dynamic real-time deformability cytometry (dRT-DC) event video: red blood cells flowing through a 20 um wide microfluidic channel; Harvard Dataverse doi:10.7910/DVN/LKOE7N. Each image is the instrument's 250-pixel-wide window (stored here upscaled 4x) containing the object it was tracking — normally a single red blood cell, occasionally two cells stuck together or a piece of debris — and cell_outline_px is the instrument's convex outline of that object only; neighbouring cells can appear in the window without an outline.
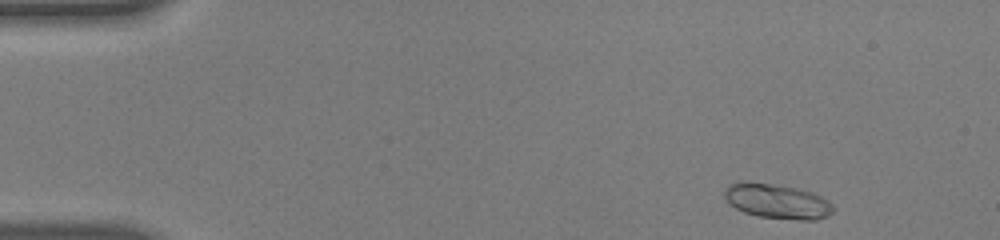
{"species": "human", "species_latin": "Homo sapiens", "temperature_condition": "warm", "stored_images_in_passage": 51, "camera_frame_rate_fps": 3000, "um_per_image_px": 0.085, "donor": {"sex": "male"}, "frame": {"image": 1, "passage_image": 2, "time_ms": 0.333, "image_size_px": [1000, 240], "cell_outline_px": [[832, 212], [828, 216], [816, 220], [800, 220], [760, 216], [744, 212], [728, 204], [724, 196], [724, 192], [728, 184], [772, 184], [796, 188], [812, 192], [828, 200], [832, 204]], "centroid_in_image_um": [66.1, 17.14], "position_along_channel_um": 18.9, "area_um2": 21.44}}
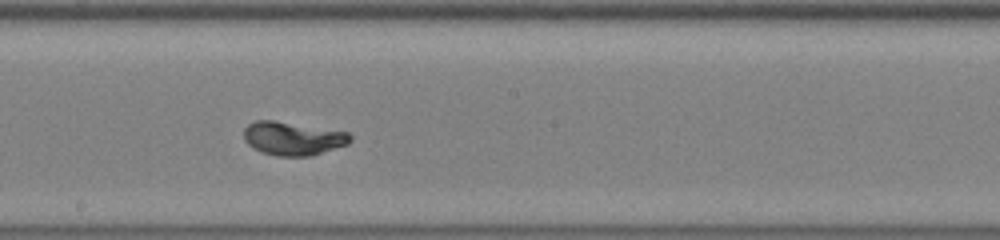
{"frame": {"image": 2, "passage_image": 27, "time_ms": 8.667, "image_size_px": [1000, 240], "cell_outline_px": [[352, 140], [348, 144], [312, 156], [276, 156], [260, 152], [248, 144], [244, 140], [244, 128], [248, 124], [256, 120], [272, 120], [348, 132], [352, 136]], "centroid_in_image_um": [24.89, 11.78], "position_along_channel_um": 223.3, "area_um2": 20.81}}
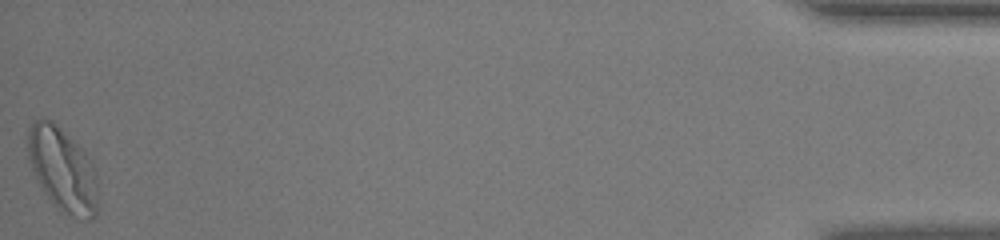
{"frame": {"image": 3, "passage_image": 51, "time_ms": 16.667, "image_size_px": [1000, 240], "cell_outline_px": [[96, 216], [92, 220], [84, 220], [60, 212], [52, 204], [40, 184], [32, 168], [28, 156], [28, 128], [32, 120], [52, 120], [84, 152], [92, 164], [96, 176]], "centroid_in_image_um": [5.31, 14.45], "position_along_channel_um": 429.9, "area_um2": 33.76}, "authors_computed_cell_mechanics": {"area_um2": 20.808, "velocity_mm_per_s": 3.7722, "shape_relaxation_time_tau1_ms": 2.9276, "shape_relaxation_time_tau2_ms": null, "deformation_change_tau1": 0.1772, "deformation_change_tau2": null}}